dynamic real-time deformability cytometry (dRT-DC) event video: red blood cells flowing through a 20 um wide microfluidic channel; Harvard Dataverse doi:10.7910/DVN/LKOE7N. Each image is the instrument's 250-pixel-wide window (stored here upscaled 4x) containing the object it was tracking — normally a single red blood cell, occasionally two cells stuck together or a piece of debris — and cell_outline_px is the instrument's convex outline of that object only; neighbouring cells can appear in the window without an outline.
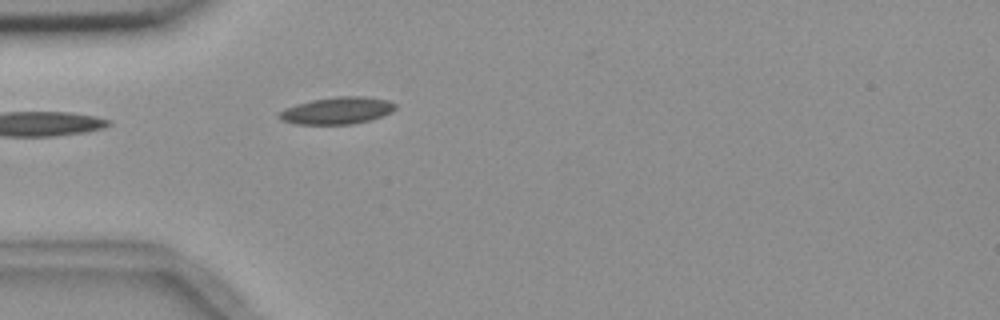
{"species": "common noctule bat (a hibernating species)", "species_latin": "Nyctalus noctula", "temperature_condition": "room temperature", "stored_images_in_passage": 2, "camera_frame_rate_fps": 3000, "um_per_image_px": 0.085, "animal": {"sex": "female", "body_mass_g": 18.4}, "frame": {"image": 1, "passage_image": 2, "time_ms": 1.333, "image_size_px": [1000, 320], "cell_outline_px": [[396, 108], [392, 112], [372, 120], [352, 124], [292, 124], [280, 120], [276, 116], [284, 108], [296, 104], [312, 100], [336, 96], [364, 96], [388, 100], [396, 104]], "centroid_in_image_um": [28.64, 9.4], "position_along_channel_um": 56.4, "area_um2": 18.55}}